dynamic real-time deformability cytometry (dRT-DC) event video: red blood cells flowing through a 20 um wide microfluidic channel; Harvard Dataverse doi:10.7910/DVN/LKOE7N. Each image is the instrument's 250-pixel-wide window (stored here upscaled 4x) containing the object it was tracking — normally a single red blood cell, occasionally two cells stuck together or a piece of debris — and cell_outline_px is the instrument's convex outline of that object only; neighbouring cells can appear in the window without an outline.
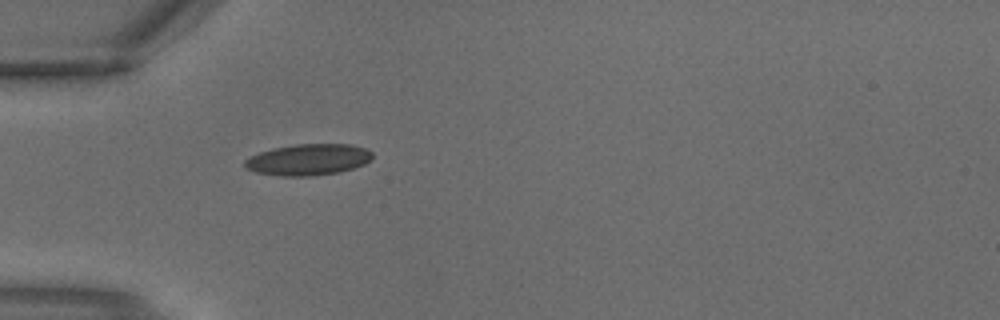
{"species": "common noctule bat (a hibernating species)", "species_latin": "Nyctalus noctula", "temperature_condition": "warm", "stored_images_in_passage": 3, "camera_frame_rate_fps": 3000, "um_per_image_px": 0.085, "animal": {"sex": "male", "body_mass_g": 18.8}, "frame": {"image": 1, "passage_image": 3, "time_ms": 0.667, "image_size_px": [1000, 320], "cell_outline_px": [[372, 160], [364, 164], [340, 172], [312, 176], [280, 176], [256, 172], [244, 168], [244, 160], [260, 152], [272, 148], [296, 144], [352, 144], [364, 148], [372, 152]], "centroid_in_image_um": [26.2, 13.57], "position_along_channel_um": 58.8, "area_um2": 23.35}}